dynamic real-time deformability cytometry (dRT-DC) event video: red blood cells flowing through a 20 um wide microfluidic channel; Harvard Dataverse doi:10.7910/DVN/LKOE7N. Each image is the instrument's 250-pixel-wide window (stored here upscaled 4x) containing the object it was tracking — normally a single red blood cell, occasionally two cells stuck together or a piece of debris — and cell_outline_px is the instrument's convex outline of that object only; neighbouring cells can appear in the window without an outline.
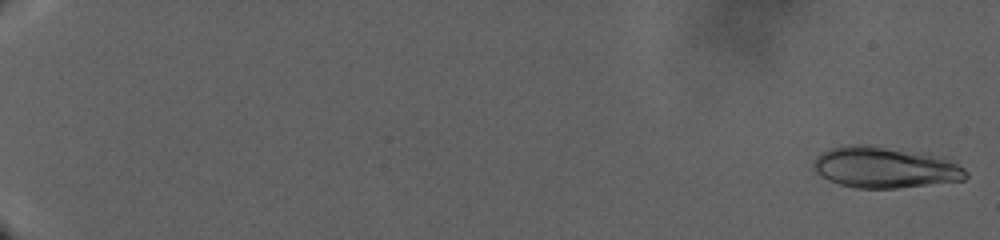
{"species": "human", "species_latin": "Homo sapiens", "temperature_condition": "warm", "stored_images_in_passage": 113, "camera_frame_rate_fps": 3000, "um_per_image_px": 0.085, "donor": {"sex": "male"}, "frame": {"image": 1, "passage_image": 2, "time_ms": 0.333, "image_size_px": [1000, 240], "cell_outline_px": [[968, 176], [964, 180], [896, 188], [856, 188], [840, 184], [828, 180], [820, 176], [812, 168], [812, 160], [816, 156], [832, 148], [852, 144], [856, 144], [952, 156], [968, 172]], "centroid_in_image_um": [75.29, 14.22], "position_along_channel_um": 9.7, "area_um2": 36.99}}
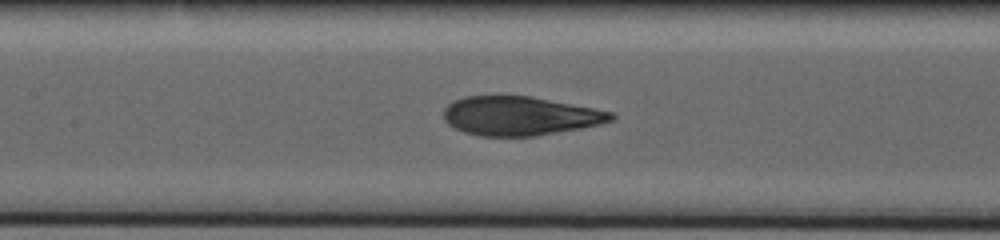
{"frame": {"image": 2, "passage_image": 67, "time_ms": 24.333, "image_size_px": [1000, 240], "cell_outline_px": [[616, 116], [612, 120], [600, 124], [580, 128], [536, 136], [480, 136], [464, 132], [448, 124], [444, 120], [444, 108], [452, 100], [464, 96], [496, 92], [532, 96], [616, 112]], "centroid_in_image_um": [44.15, 9.8], "position_along_channel_um": 163.2, "area_um2": 39.19}}
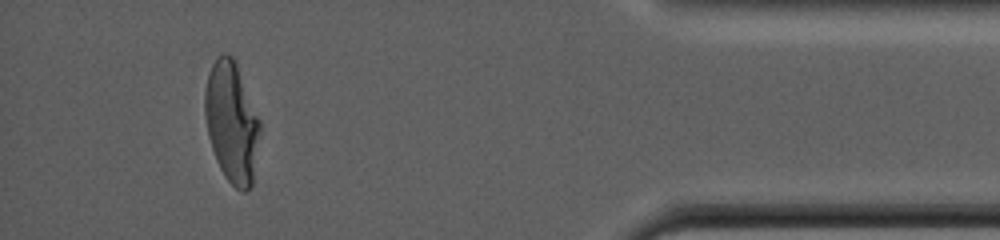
{"frame": {"image": 3, "passage_image": 107, "time_ms": 41.667, "image_size_px": [1000, 240], "cell_outline_px": [[260, 132], [252, 184], [244, 192], [236, 188], [224, 176], [216, 160], [208, 136], [204, 112], [204, 92], [208, 72], [216, 56], [232, 56], [236, 64], [260, 120]], "centroid_in_image_um": [19.67, 10.4], "position_along_channel_um": 415.5, "area_um2": 38.38}}